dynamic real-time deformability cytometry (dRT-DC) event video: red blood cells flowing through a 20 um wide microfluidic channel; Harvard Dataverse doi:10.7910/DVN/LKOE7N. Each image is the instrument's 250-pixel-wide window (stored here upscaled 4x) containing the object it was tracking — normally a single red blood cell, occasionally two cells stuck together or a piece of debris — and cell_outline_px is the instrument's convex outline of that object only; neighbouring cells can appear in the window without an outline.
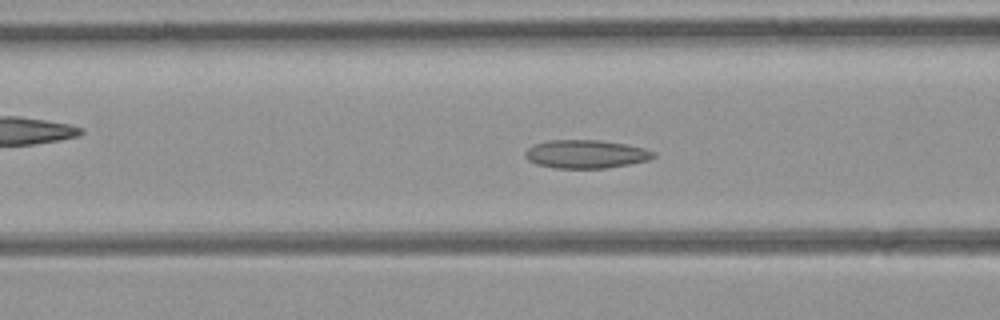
{"species": "common noctule bat (a hibernating species)", "species_latin": "Nyctalus noctula", "temperature_condition": "room temperature", "stored_images_in_passage": 50, "camera_frame_rate_fps": 3000, "um_per_image_px": 0.085, "animal": {"sex": "female", "body_mass_g": 21.9}, "frame": {"image": 1, "passage_image": 19, "time_ms": 6.0, "image_size_px": [1000, 320], "cell_outline_px": [[656, 156], [648, 160], [628, 164], [604, 168], [556, 168], [536, 164], [528, 160], [524, 156], [524, 152], [532, 144], [548, 140], [600, 140], [624, 144], [644, 148], [656, 152]], "centroid_in_image_um": [49.77, 13.09], "position_along_channel_um": 116.8, "area_um2": 21.21}}
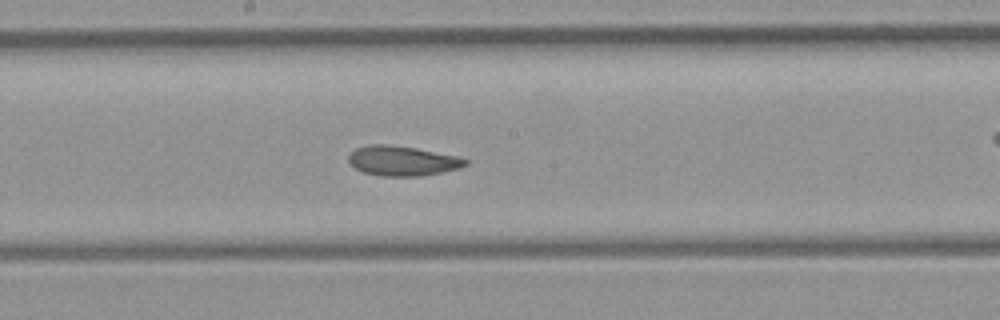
{"frame": {"image": 2, "passage_image": 26, "time_ms": 8.333, "image_size_px": [1000, 320], "cell_outline_px": [[468, 164], [460, 168], [420, 176], [380, 176], [360, 172], [348, 164], [348, 156], [356, 148], [368, 144], [384, 144], [416, 148], [456, 156], [468, 160]], "centroid_in_image_um": [34.14, 13.68], "position_along_channel_um": 214.1, "area_um2": 20.4}}
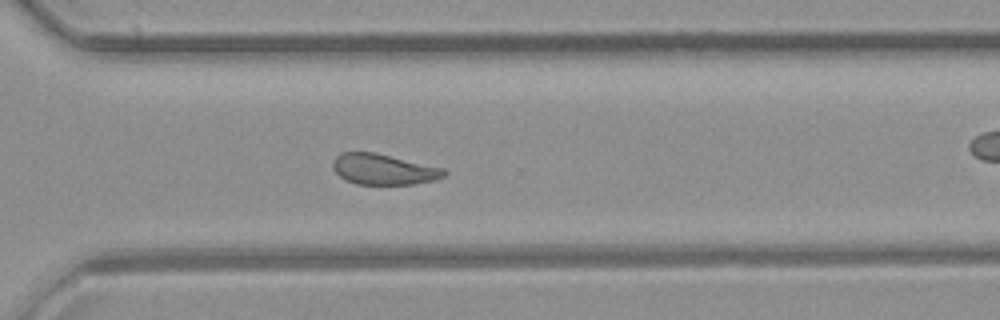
{"frame": {"image": 3, "passage_image": 35, "time_ms": 11.333, "image_size_px": [1000, 320], "cell_outline_px": [[448, 172], [444, 176], [432, 180], [412, 184], [356, 184], [340, 176], [332, 168], [332, 160], [340, 152], [376, 152], [444, 168]], "centroid_in_image_um": [32.58, 14.37], "position_along_channel_um": 338.0, "area_um2": 19.88}, "authors_computed_cell_mechanics": {"area_um2": 21.5016, "velocity_mm_per_s": 4.1506, "shape_relaxation_time_tau1_ms": null, "shape_relaxation_time_tau2_ms": 2.8302, "deformation_change_tau1": null, "deformation_change_tau2": 0.0931}}